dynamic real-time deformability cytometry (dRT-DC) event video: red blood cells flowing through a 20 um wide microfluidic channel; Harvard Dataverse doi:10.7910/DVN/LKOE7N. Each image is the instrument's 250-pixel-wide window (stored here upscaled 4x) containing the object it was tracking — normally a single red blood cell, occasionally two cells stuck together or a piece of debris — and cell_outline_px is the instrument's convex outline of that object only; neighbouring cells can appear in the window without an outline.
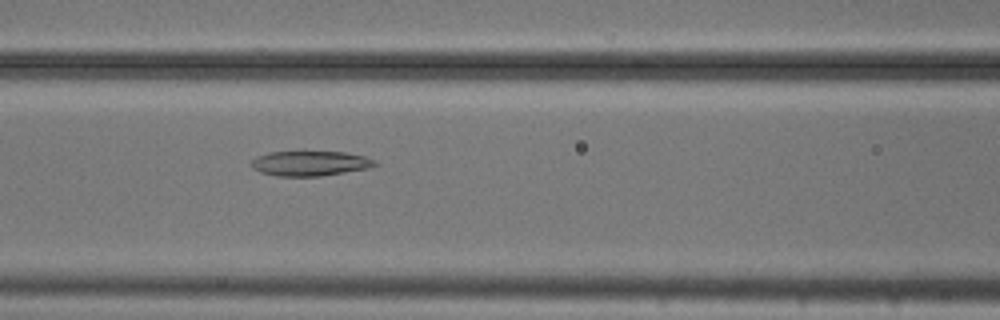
{"species": "common noctule bat (a hibernating species)", "species_latin": "Nyctalus noctula", "temperature_condition": "cold", "stored_images_in_passage": 54, "camera_frame_rate_fps": 3000, "um_per_image_px": 0.085, "animal": {"sex": "male", "body_mass_g": 20.5, "forearm_length_mm": 52.5}, "frame": {"image": 1, "passage_image": 23, "time_ms": 7.333, "image_size_px": [1000, 320], "cell_outline_px": [[380, 164], [368, 168], [320, 176], [276, 176], [260, 172], [252, 168], [248, 164], [256, 156], [268, 152], [344, 152], [364, 156], [376, 160]], "centroid_in_image_um": [26.33, 13.89], "position_along_channel_um": 140.3, "area_um2": 18.03}}
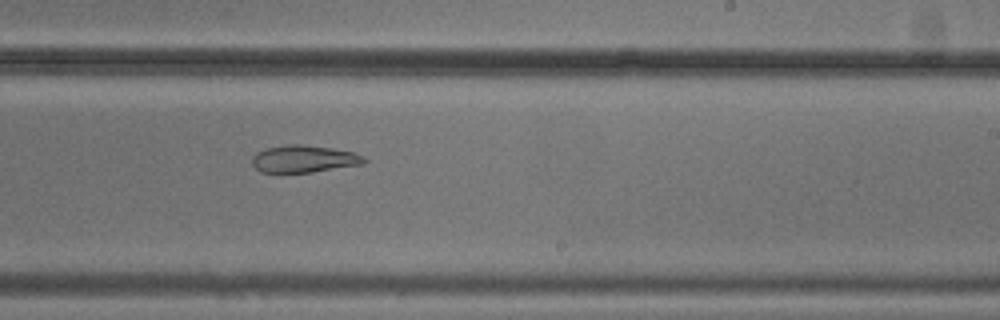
{"frame": {"image": 2, "passage_image": 33, "time_ms": 10.667, "image_size_px": [1000, 320], "cell_outline_px": [[368, 160], [364, 164], [312, 172], [260, 172], [252, 164], [252, 156], [256, 152], [264, 148], [288, 144], [304, 144], [332, 148], [356, 152], [364, 156]], "centroid_in_image_um": [25.85, 13.49], "position_along_channel_um": 263.1, "area_um2": 18.03}}
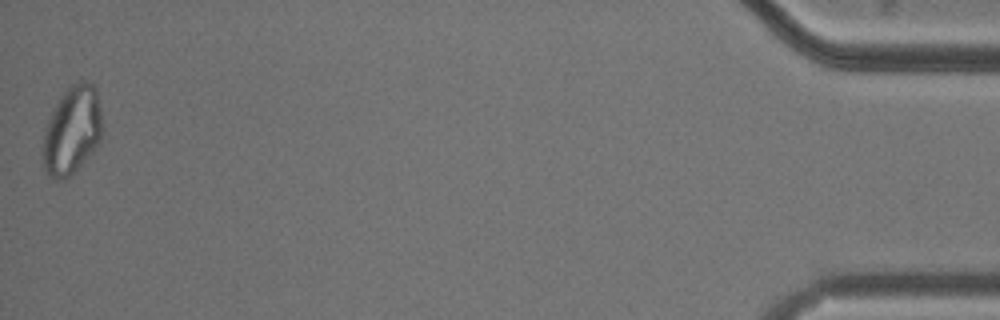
{"frame": {"image": 3, "passage_image": 54, "time_ms": 17.667, "image_size_px": [1000, 320], "cell_outline_px": [[100, 140], [92, 152], [68, 176], [60, 180], [56, 180], [48, 176], [44, 172], [44, 128], [60, 96], [72, 84], [80, 80], [92, 80], [96, 88], [100, 108]], "centroid_in_image_um": [6.11, 11.04], "position_along_channel_um": 429.1, "area_um2": 30.0}, "authors_computed_cell_mechanics": {"area_um2": 24.9118, "velocity_mm_per_s": 3.6948, "shape_relaxation_time_tau1_ms": null, "shape_relaxation_time_tau2_ms": 4.2245, "deformation_change_tau1": null, "deformation_change_tau2": 0.0991}}